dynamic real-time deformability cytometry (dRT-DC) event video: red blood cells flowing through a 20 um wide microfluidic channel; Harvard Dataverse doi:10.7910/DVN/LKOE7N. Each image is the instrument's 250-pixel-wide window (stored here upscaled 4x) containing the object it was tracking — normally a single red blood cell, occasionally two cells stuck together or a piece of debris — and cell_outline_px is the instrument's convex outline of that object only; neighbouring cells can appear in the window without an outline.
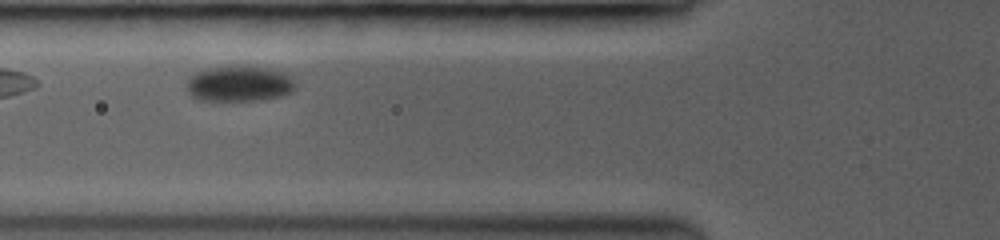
{"species": "common noctule bat (a hibernating species)", "species_latin": "Nyctalus noctula", "temperature_condition": "room temperature", "stored_images_in_passage": 17, "camera_frame_rate_fps": 3500, "um_per_image_px": 0.085, "animal": {"sex": "female", "body_mass_g": 19.0, "forearm_length_mm": 53.3}, "frame": {"image": 1, "passage_image": 4, "time_ms": 0.857, "image_size_px": [1000, 240], "cell_outline_px": [[296, 84], [288, 92], [276, 96], [252, 100], [204, 100], [192, 96], [188, 88], [188, 76], [196, 72], [212, 68], [240, 64], [252, 64], [272, 68], [284, 72]], "centroid_in_image_um": [20.32, 7.05], "position_along_channel_um": 105.5, "area_um2": 22.43}}
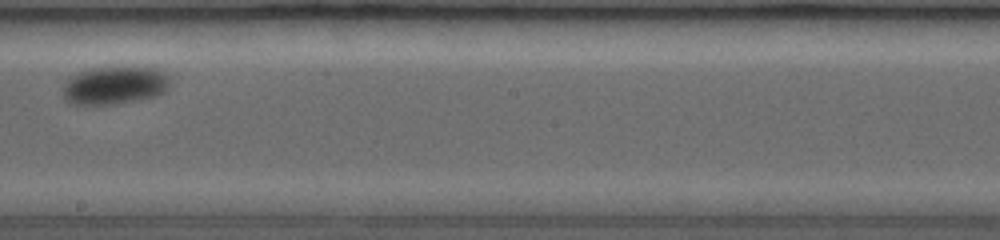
{"frame": {"image": 2, "passage_image": 10, "time_ms": 2.571, "image_size_px": [1000, 240], "cell_outline_px": [[172, 76], [168, 84], [160, 92], [148, 96], [104, 104], [76, 104], [68, 100], [64, 96], [64, 84], [76, 72], [96, 68], [132, 64], [156, 68]], "centroid_in_image_um": [9.75, 7.15], "position_along_channel_um": 238.4, "area_um2": 23.29}}
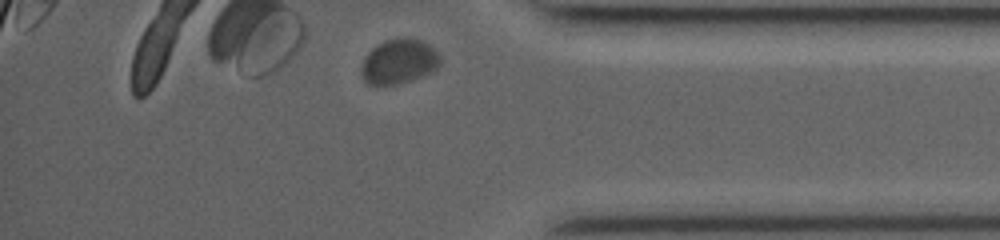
{"frame": {"image": 3, "passage_image": 17, "time_ms": 4.571, "image_size_px": [1000, 240], "cell_outline_px": [[440, 64], [436, 68], [420, 76], [396, 84], [368, 84], [364, 80], [360, 72], [360, 68], [368, 52], [372, 48], [388, 40], [420, 40], [428, 44], [440, 56]], "centroid_in_image_um": [33.87, 5.25], "position_along_channel_um": 401.3, "area_um2": 19.65}}